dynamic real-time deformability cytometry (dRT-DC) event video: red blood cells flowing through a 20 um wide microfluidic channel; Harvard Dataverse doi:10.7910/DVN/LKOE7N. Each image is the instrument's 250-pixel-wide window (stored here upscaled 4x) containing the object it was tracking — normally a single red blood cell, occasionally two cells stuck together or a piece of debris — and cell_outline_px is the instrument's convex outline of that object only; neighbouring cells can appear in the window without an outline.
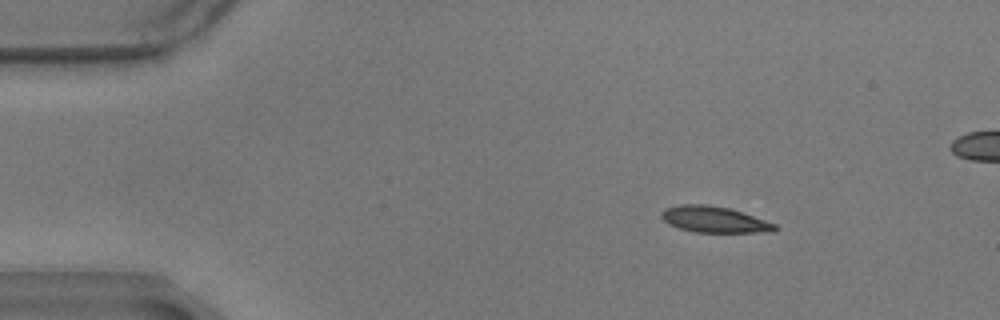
{"species": "common noctule bat (a hibernating species)", "species_latin": "Nyctalus noctula", "temperature_condition": "warm", "stored_images_in_passage": 52, "camera_frame_rate_fps": 3000, "um_per_image_px": 0.085, "animal": {"sex": "male", "body_mass_g": 17.9}, "frame": {"image": 1, "passage_image": 1, "time_ms": 0.0, "image_size_px": [1000, 320], "cell_outline_px": [[780, 228], [772, 232], [696, 232], [680, 228], [668, 224], [660, 216], [660, 212], [664, 208], [680, 204], [708, 204], [728, 208], [776, 224]], "centroid_in_image_um": [60.68, 18.65], "position_along_channel_um": 24.3, "area_um2": 17.22}}
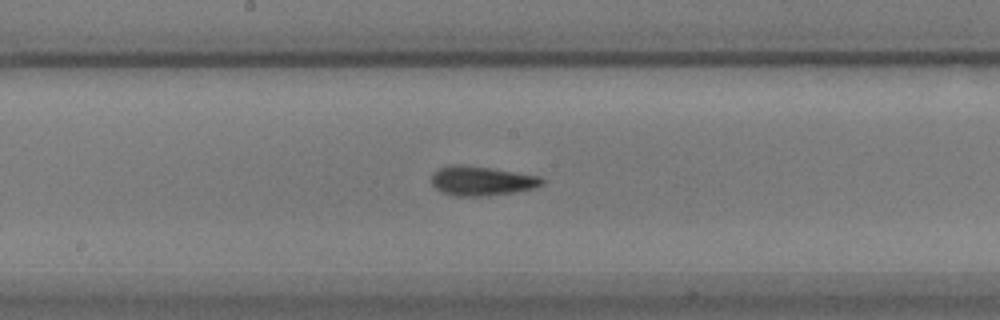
{"frame": {"image": 2, "passage_image": 23, "time_ms": 7.333, "image_size_px": [1000, 320], "cell_outline_px": [[544, 184], [532, 188], [512, 192], [488, 196], [452, 196], [436, 188], [432, 184], [432, 176], [440, 168], [448, 164], [460, 164], [492, 168], [540, 176], [544, 180]], "centroid_in_image_um": [40.94, 15.37], "position_along_channel_um": 207.3, "area_um2": 18.84}}
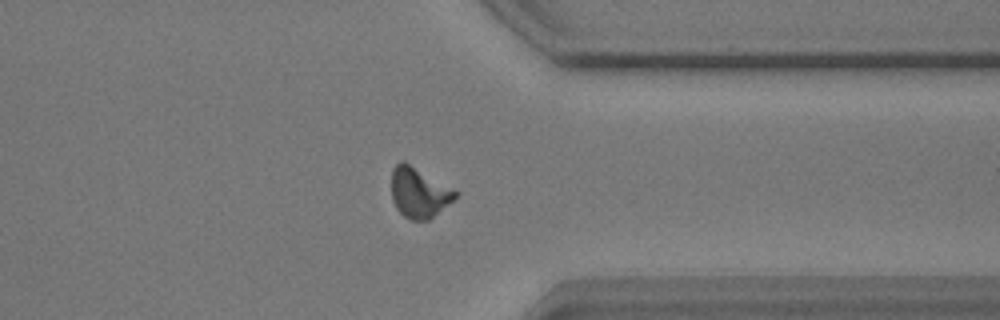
{"frame": {"image": 3, "passage_image": 38, "time_ms": 12.333, "image_size_px": [1000, 320], "cell_outline_px": [[460, 192], [448, 204], [428, 220], [412, 220], [404, 216], [396, 208], [392, 200], [392, 168], [400, 160], [404, 160]], "centroid_in_image_um": [35.6, 16.34], "position_along_channel_um": 375.8, "area_um2": 18.67}}